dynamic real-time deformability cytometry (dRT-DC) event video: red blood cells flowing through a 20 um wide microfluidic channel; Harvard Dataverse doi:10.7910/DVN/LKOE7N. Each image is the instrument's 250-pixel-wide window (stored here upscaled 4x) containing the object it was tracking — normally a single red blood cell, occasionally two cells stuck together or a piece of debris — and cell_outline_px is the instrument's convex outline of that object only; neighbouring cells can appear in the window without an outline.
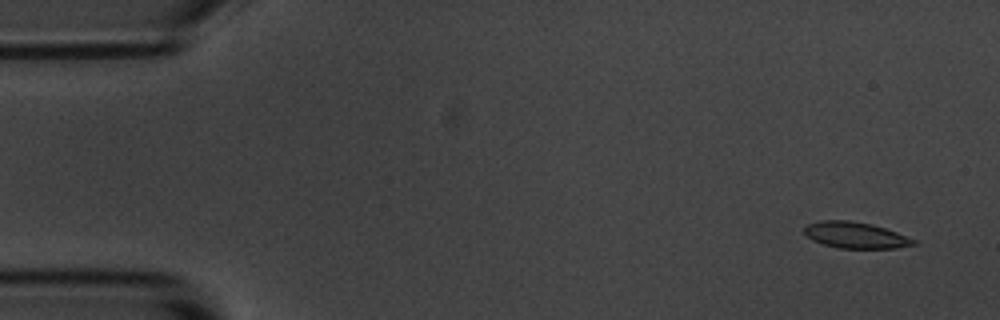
{"species": "common noctule bat (a hibernating species)", "species_latin": "Nyctalus noctula", "temperature_condition": "room temperature", "stored_images_in_passage": 5, "camera_frame_rate_fps": 3000, "um_per_image_px": 0.085, "animal": {"sex": "male", "body_mass_g": 20.1, "forearm_length_mm": 53.5}, "frame": {"image": 1, "passage_image": 1, "time_ms": 0.0, "image_size_px": [1000, 320], "cell_outline_px": [[916, 244], [896, 248], [836, 248], [812, 240], [804, 232], [804, 228], [808, 224], [820, 220], [848, 220], [872, 224], [896, 232], [916, 240]], "centroid_in_image_um": [72.7, 19.98], "position_along_channel_um": 12.3, "area_um2": 16.59}}